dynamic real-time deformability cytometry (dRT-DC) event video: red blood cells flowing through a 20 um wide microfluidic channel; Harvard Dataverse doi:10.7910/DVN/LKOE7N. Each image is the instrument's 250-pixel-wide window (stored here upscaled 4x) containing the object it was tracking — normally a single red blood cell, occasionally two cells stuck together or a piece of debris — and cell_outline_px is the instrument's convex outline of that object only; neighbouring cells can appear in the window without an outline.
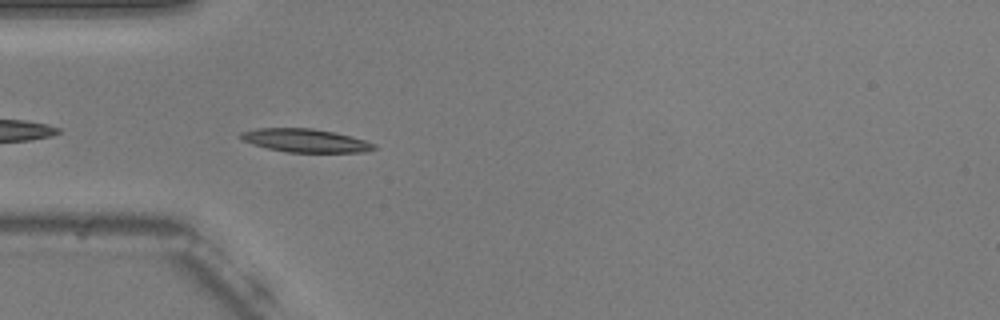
{"species": "common noctule bat (a hibernating species)", "species_latin": "Nyctalus noctula", "temperature_condition": "warm", "stored_images_in_passage": 42, "camera_frame_rate_fps": 3000, "um_per_image_px": 0.085, "animal": {"sex": "male", "body_mass_g": 20.5, "forearm_length_mm": 52.5}, "frame": {"image": 1, "passage_image": 4, "time_ms": 1.0, "image_size_px": [1000, 320], "cell_outline_px": [[376, 148], [364, 152], [284, 152], [252, 144], [236, 136], [240, 132], [256, 128], [312, 128], [332, 132], [364, 140], [376, 144]], "centroid_in_image_um": [25.89, 11.94], "position_along_channel_um": 59.1, "area_um2": 18.03}}
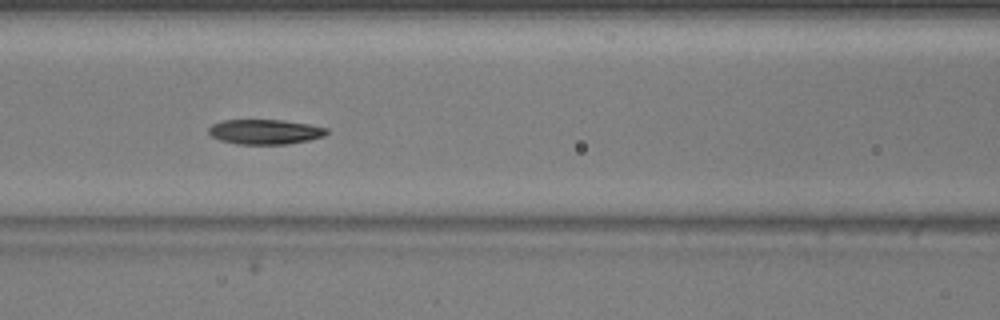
{"frame": {"image": 2, "passage_image": 11, "time_ms": 3.333, "image_size_px": [1000, 320], "cell_outline_px": [[328, 132], [324, 136], [308, 140], [288, 144], [236, 144], [220, 140], [212, 136], [208, 132], [208, 128], [212, 124], [224, 120], [280, 120], [308, 124], [328, 128]], "centroid_in_image_um": [22.52, 11.2], "position_along_channel_um": 144.1, "area_um2": 17.05}}
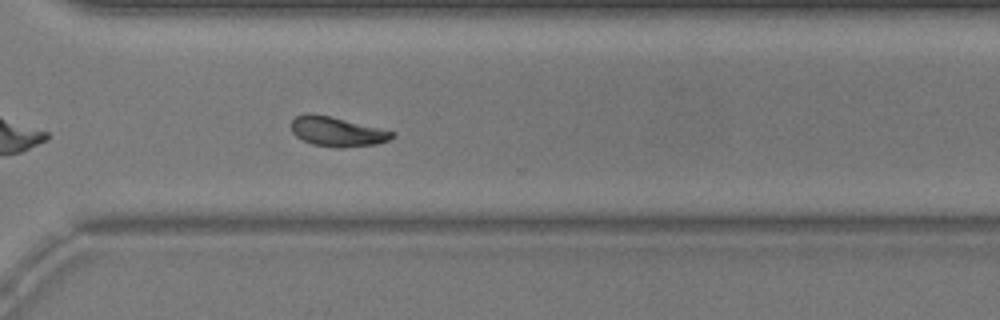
{"frame": {"image": 3, "passage_image": 27, "time_ms": 8.667, "image_size_px": [1000, 320], "cell_outline_px": [[396, 136], [388, 140], [376, 144], [312, 144], [296, 136], [292, 132], [292, 120], [296, 116], [304, 112], [312, 112], [396, 132]], "centroid_in_image_um": [28.61, 11.11], "position_along_channel_um": 342.0, "area_um2": 16.42}, "authors_computed_cell_mechanics": {"area_um2": 17.2822, "velocity_mm_per_s": 3.7264, "shape_relaxation_time_tau1_ms": 3.1593, "shape_relaxation_time_tau2_ms": 4.8274, "deformation_change_tau1": 0.118, "deformation_change_tau2": 0.0983}}